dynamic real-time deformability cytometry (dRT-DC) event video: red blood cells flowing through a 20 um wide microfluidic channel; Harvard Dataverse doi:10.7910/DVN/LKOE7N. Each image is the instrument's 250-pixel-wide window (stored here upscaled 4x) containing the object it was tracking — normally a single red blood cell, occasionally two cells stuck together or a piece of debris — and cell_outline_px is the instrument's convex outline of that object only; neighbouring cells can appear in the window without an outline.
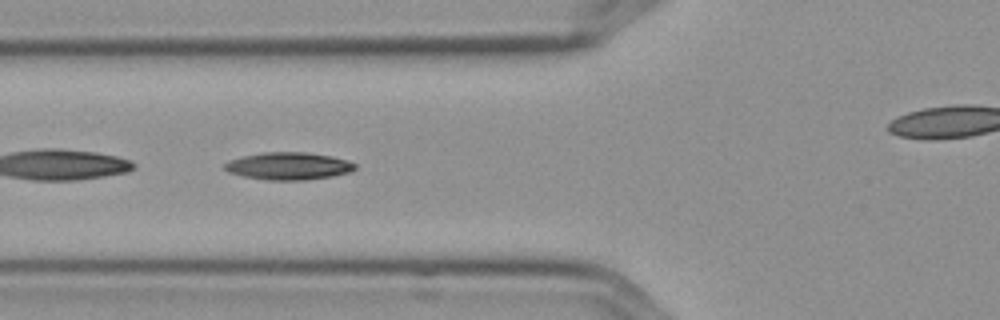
{"species": "Egyptian fruit bat (a non-hibernating species)", "species_latin": "Rousettus aegyptiacus", "temperature_condition": "cold", "stored_images_in_passage": 12, "camera_frame_rate_fps": 3000, "um_per_image_px": 0.085, "frame": {"image": 1, "passage_image": 6, "time_ms": 1.667, "image_size_px": [1000, 320], "cell_outline_px": [[356, 168], [348, 172], [332, 176], [304, 180], [268, 180], [244, 176], [228, 172], [224, 168], [224, 164], [228, 160], [244, 156], [264, 152], [308, 152], [332, 156], [348, 160], [356, 164]], "centroid_in_image_um": [24.53, 14.1], "position_along_channel_um": 101.3, "area_um2": 20.81}}
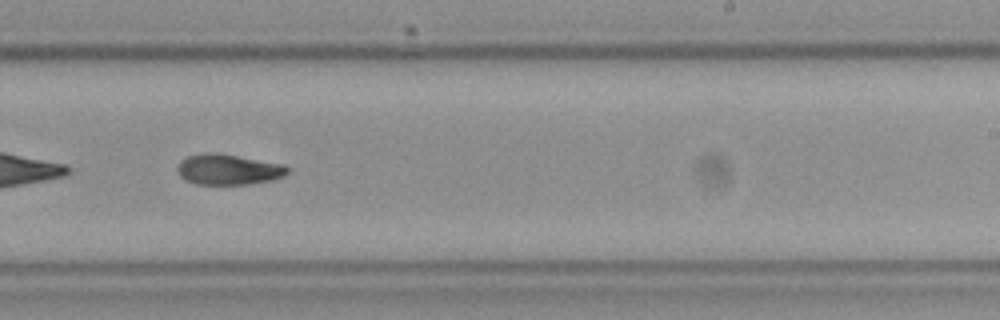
{"frame": {"image": 2, "passage_image": 10, "time_ms": 3.0, "image_size_px": [1000, 320], "cell_outline_px": [[288, 172], [284, 176], [272, 180], [248, 184], [196, 184], [184, 180], [180, 176], [176, 168], [180, 160], [188, 156], [204, 152], [216, 152], [284, 164], [288, 168]], "centroid_in_image_um": [19.38, 14.4], "position_along_channel_um": 269.6, "area_um2": 19.77}}
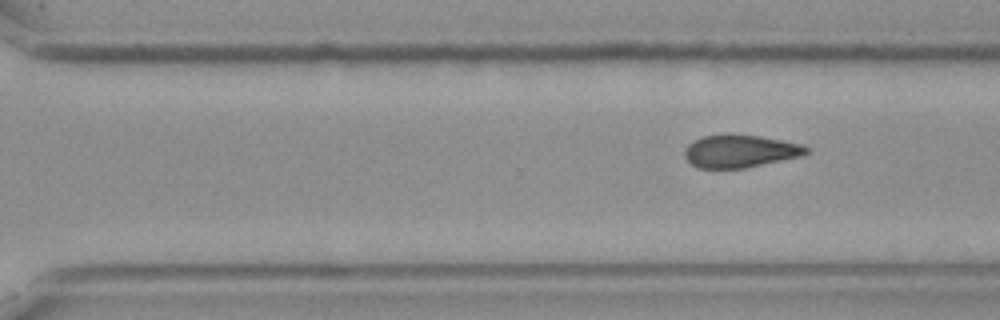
{"frame": {"image": 3, "passage_image": 12, "time_ms": 3.667, "image_size_px": [1000, 320], "cell_outline_px": [[808, 152], [800, 156], [744, 168], [696, 168], [684, 156], [684, 148], [688, 144], [704, 136], [724, 132], [732, 132], [760, 136], [804, 144], [808, 148]], "centroid_in_image_um": [62.88, 12.81], "position_along_channel_um": 307.7, "area_um2": 23.52}}